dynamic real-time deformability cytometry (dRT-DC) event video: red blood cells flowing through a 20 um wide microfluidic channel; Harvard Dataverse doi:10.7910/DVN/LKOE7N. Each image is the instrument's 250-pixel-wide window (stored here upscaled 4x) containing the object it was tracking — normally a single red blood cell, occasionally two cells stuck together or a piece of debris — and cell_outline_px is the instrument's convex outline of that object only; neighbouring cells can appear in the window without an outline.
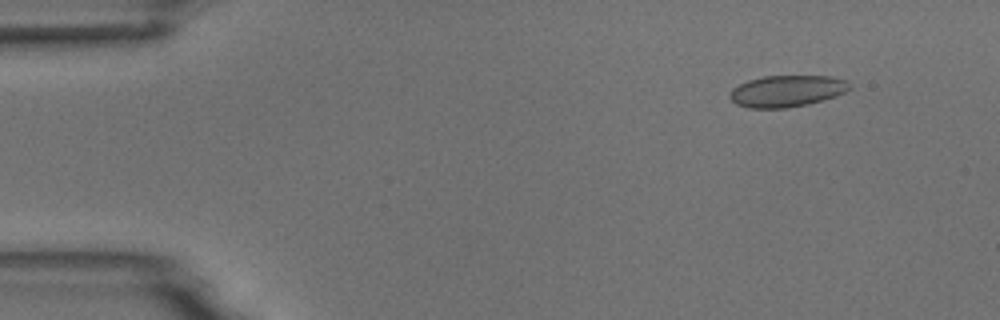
{"species": "common noctule bat (a hibernating species)", "species_latin": "Nyctalus noctula", "temperature_condition": "room temperature", "stored_images_in_passage": 7, "camera_frame_rate_fps": 3000, "um_per_image_px": 0.085, "animal": {"sex": "male", "body_mass_g": 18.8}, "frame": {"image": 1, "passage_image": 2, "time_ms": 1.0, "image_size_px": [1000, 320], "cell_outline_px": [[852, 88], [836, 96], [808, 104], [784, 108], [748, 108], [736, 104], [728, 96], [732, 88], [748, 80], [764, 76], [832, 76], [848, 80]], "centroid_in_image_um": [66.89, 7.73], "position_along_channel_um": 18.1, "area_um2": 22.14}}
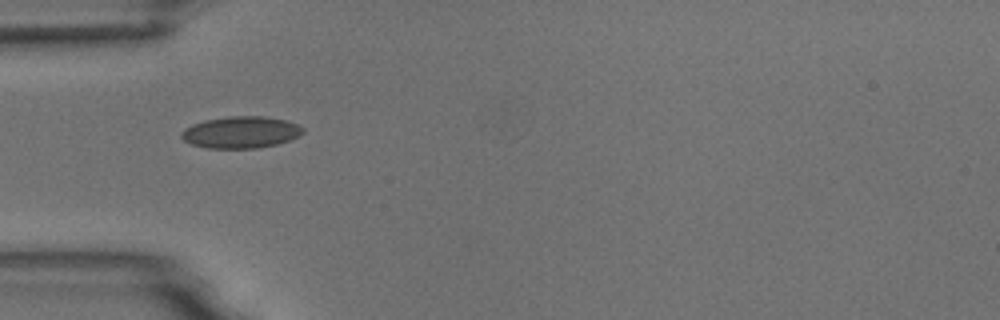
{"frame": {"image": 2, "passage_image": 5, "time_ms": 4.667, "image_size_px": [1000, 320], "cell_outline_px": [[304, 132], [300, 136], [276, 144], [256, 148], [208, 148], [192, 144], [184, 140], [180, 136], [180, 132], [184, 128], [192, 124], [204, 120], [228, 116], [264, 116], [288, 120], [304, 128]], "centroid_in_image_um": [20.47, 11.23], "position_along_channel_um": 64.5, "area_um2": 22.6}}